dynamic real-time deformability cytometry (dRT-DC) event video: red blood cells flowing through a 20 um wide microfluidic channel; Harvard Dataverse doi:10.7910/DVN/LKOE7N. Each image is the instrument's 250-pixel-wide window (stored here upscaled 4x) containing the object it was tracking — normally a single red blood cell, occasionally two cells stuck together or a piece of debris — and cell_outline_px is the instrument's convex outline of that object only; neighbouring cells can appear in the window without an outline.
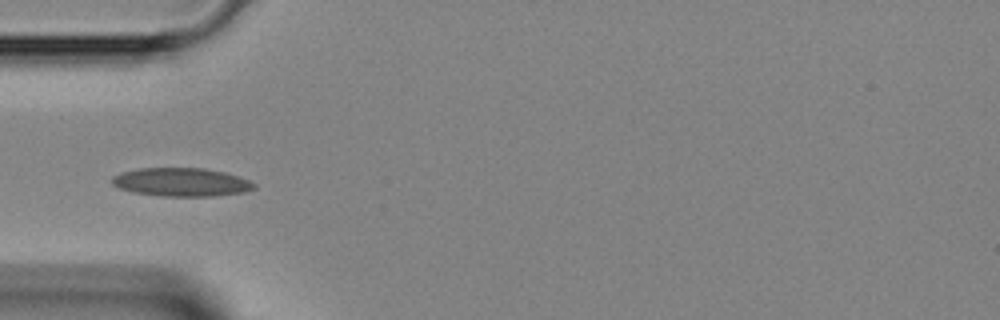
{"species": "Egyptian fruit bat (a non-hibernating species)", "species_latin": "Rousettus aegyptiacus", "temperature_condition": "room temperature", "stored_images_in_passage": 32, "camera_frame_rate_fps": 3000, "um_per_image_px": 0.085, "animal": {"sex": "female"}, "frame": {"image": 1, "passage_image": 1, "time_ms": 0.0, "image_size_px": [1000, 320], "cell_outline_px": [[256, 188], [244, 192], [212, 196], [160, 196], [132, 192], [120, 188], [112, 184], [112, 176], [120, 172], [140, 168], [204, 168], [224, 172], [248, 180], [256, 184]], "centroid_in_image_um": [15.39, 15.48], "position_along_channel_um": 69.6, "area_um2": 23.52}}
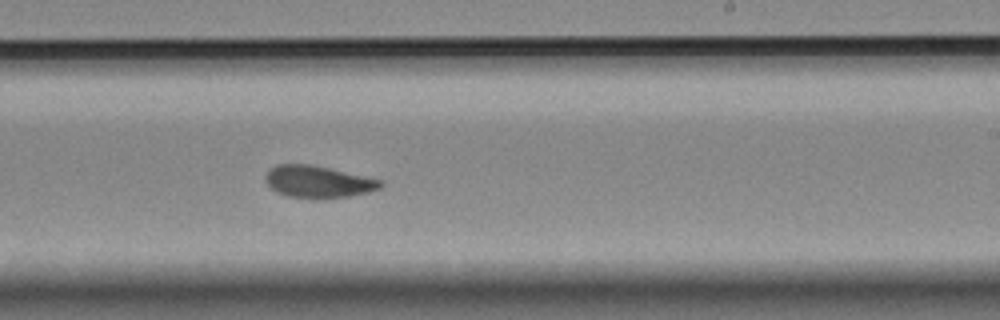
{"frame": {"image": 2, "passage_image": 14, "time_ms": 4.333, "image_size_px": [1000, 320], "cell_outline_px": [[384, 184], [380, 188], [368, 192], [348, 196], [320, 200], [288, 196], [276, 192], [264, 180], [264, 176], [276, 164], [312, 164], [384, 180]], "centroid_in_image_um": [27.06, 15.46], "position_along_channel_um": 261.9, "area_um2": 21.79}}
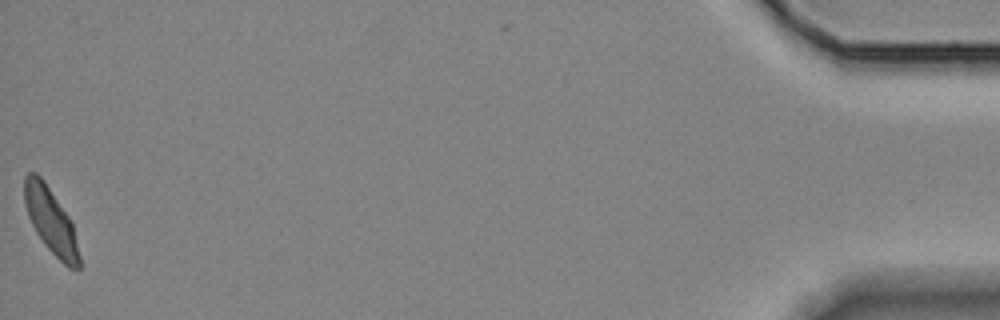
{"frame": {"image": 3, "passage_image": 32, "time_ms": 10.333, "image_size_px": [1000, 320], "cell_outline_px": [[80, 268], [68, 268], [44, 244], [36, 232], [28, 216], [24, 204], [24, 176], [28, 172], [36, 172], [44, 180], [68, 216], [72, 224], [80, 256]], "centroid_in_image_um": [4.29, 18.74], "position_along_channel_um": 430.9, "area_um2": 20.69}}